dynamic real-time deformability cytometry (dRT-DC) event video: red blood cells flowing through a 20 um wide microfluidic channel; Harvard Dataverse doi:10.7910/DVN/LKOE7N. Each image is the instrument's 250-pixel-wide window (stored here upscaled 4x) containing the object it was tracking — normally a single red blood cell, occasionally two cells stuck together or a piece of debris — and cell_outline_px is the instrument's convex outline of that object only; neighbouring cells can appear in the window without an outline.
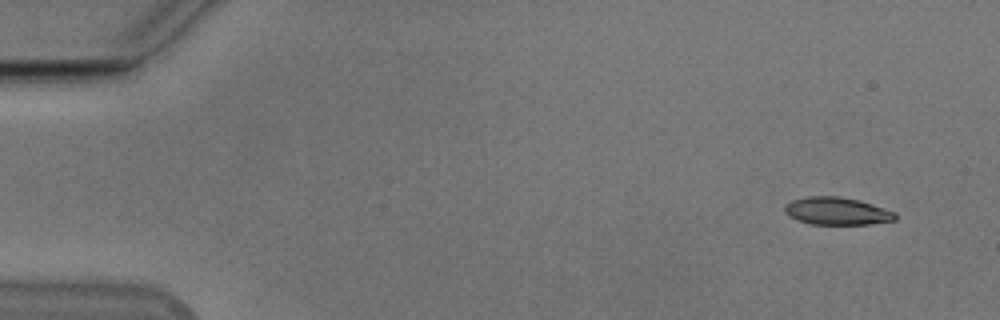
{"species": "Egyptian fruit bat (a non-hibernating species)", "species_latin": "Rousettus aegyptiacus", "temperature_condition": "cold", "stored_images_in_passage": 50, "camera_frame_rate_fps": 3000, "um_per_image_px": 0.085, "animal": {"sex": "male"}, "frame": {"image": 1, "passage_image": 3, "time_ms": 0.667, "image_size_px": [1000, 320], "cell_outline_px": [[896, 220], [868, 224], [812, 224], [796, 220], [788, 216], [784, 212], [784, 204], [792, 200], [808, 196], [840, 196], [860, 200], [896, 212]], "centroid_in_image_um": [71.11, 17.93], "position_along_channel_um": 13.9, "area_um2": 17.92}}
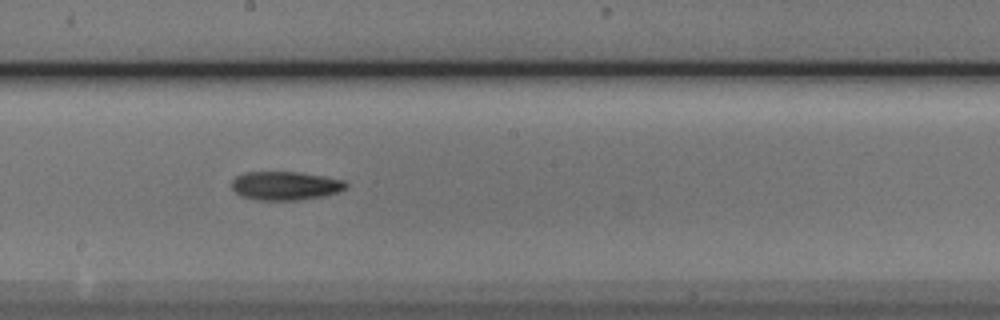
{"frame": {"image": 2, "passage_image": 29, "time_ms": 9.333, "image_size_px": [1000, 320], "cell_outline_px": [[348, 188], [340, 192], [324, 196], [296, 200], [256, 200], [244, 196], [236, 192], [232, 188], [232, 180], [236, 176], [244, 172], [296, 172], [324, 176], [344, 180], [348, 184]], "centroid_in_image_um": [24.3, 15.78], "position_along_channel_um": 223.9, "area_um2": 19.13}}
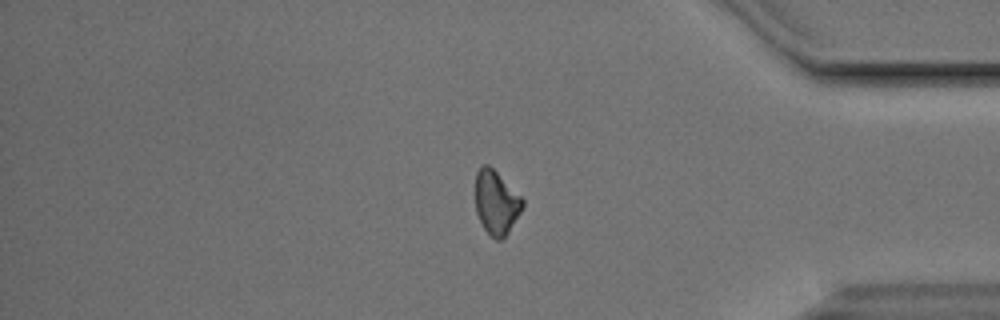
{"frame": {"image": 3, "passage_image": 44, "time_ms": 14.333, "image_size_px": [1000, 320], "cell_outline_px": [[524, 204], [520, 212], [508, 232], [500, 240], [496, 240], [484, 228], [476, 212], [476, 172], [484, 164], [488, 164], [524, 200]], "centroid_in_image_um": [42.17, 17.21], "position_along_channel_um": 393.0, "area_um2": 17.05}, "authors_computed_cell_mechanics": {"area_um2": 18.4382, "velocity_mm_per_s": 3.8511, "shape_relaxation_time_tau1_ms": 4.0414, "shape_relaxation_time_tau2_ms": null, "deformation_change_tau1": 0.1207, "deformation_change_tau2": null}}